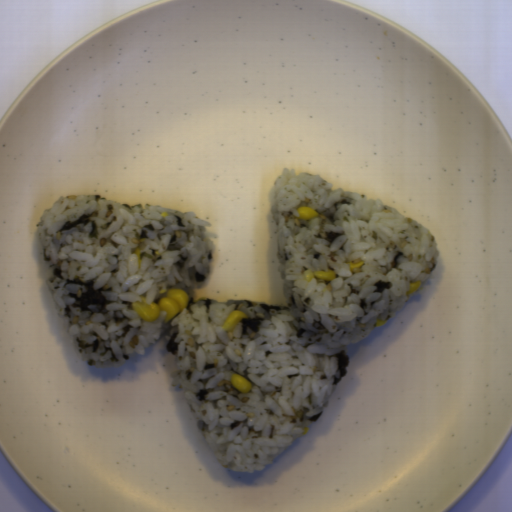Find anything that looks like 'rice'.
<instances>
[{"label":"rice","mask_w":512,"mask_h":512,"mask_svg":"<svg viewBox=\"0 0 512 512\" xmlns=\"http://www.w3.org/2000/svg\"><path fill=\"white\" fill-rule=\"evenodd\" d=\"M318 174L283 168L269 189L268 232L276 240L286 305L249 299L190 300L144 321L131 303L158 305L168 289H205L214 268L212 222L194 210L128 205L100 195H64L37 224L46 284L58 306L56 325L87 366L119 369L150 344L177 343L172 387H185L184 406L219 464L264 470L324 411L340 379L336 354L309 353L368 338L377 320L393 319L440 257L431 230L382 199L332 190ZM319 217L300 221L297 208ZM364 261L350 272L347 263ZM336 271L307 282L303 271ZM233 310L250 319L234 331L222 324ZM252 382L241 393L233 373Z\"/></svg>","instance_id":"1"}]
</instances>
